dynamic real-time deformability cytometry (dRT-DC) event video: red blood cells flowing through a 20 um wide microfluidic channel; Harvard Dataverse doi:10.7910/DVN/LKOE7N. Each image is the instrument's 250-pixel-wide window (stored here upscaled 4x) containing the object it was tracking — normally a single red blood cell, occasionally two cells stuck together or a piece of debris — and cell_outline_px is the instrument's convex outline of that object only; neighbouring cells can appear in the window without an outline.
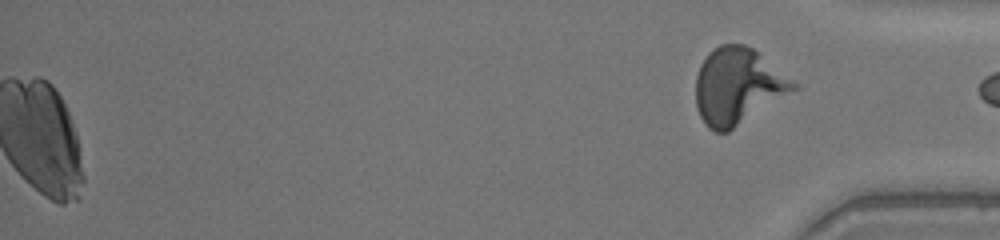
{"species": "human", "species_latin": "Homo sapiens", "temperature_condition": "warm", "stored_images_in_passage": 47, "segment_of_instrument_passage": [2, 2], "camera_frame_rate_fps": 3000, "um_per_image_px": 0.085, "donor": {"sex": "female"}, "frame": {"image": 1, "passage_image": 47, "time_ms": 15.333, "image_size_px": [1000, 240], "cell_outline_px": [[800, 88], [728, 132], [716, 132], [708, 128], [700, 116], [696, 108], [696, 76], [700, 64], [708, 52], [720, 44], [744, 44], [752, 48], [800, 84]], "centroid_in_image_um": [62.73, 7.33], "position_along_channel_um": 372.5, "area_um2": 43.75}}